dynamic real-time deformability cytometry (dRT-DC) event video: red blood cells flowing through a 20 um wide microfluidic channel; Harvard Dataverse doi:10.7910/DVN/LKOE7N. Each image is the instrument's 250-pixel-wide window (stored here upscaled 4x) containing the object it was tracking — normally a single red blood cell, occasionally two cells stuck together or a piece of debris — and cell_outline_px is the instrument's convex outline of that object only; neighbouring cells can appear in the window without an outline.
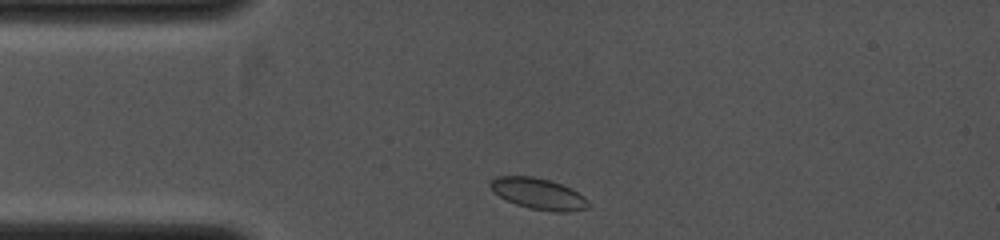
{"species": "common noctule bat (a hibernating species)", "species_latin": "Nyctalus noctula", "temperature_condition": "cold", "stored_images_in_passage": 3, "camera_frame_rate_fps": 4000, "um_per_image_px": 0.085, "animal": {"sex": "female", "body_mass_g": 19.0, "forearm_length_mm": 53.3}, "frame": {"image": 1, "passage_image": 1, "time_ms": 0.0, "image_size_px": [1000, 240], "cell_outline_px": [[588, 208], [568, 212], [552, 212], [528, 208], [516, 204], [500, 196], [488, 184], [496, 176], [532, 176], [548, 180], [572, 188], [584, 196], [588, 200]], "centroid_in_image_um": [45.8, 16.48], "position_along_channel_um": 39.2, "area_um2": 17.69}}